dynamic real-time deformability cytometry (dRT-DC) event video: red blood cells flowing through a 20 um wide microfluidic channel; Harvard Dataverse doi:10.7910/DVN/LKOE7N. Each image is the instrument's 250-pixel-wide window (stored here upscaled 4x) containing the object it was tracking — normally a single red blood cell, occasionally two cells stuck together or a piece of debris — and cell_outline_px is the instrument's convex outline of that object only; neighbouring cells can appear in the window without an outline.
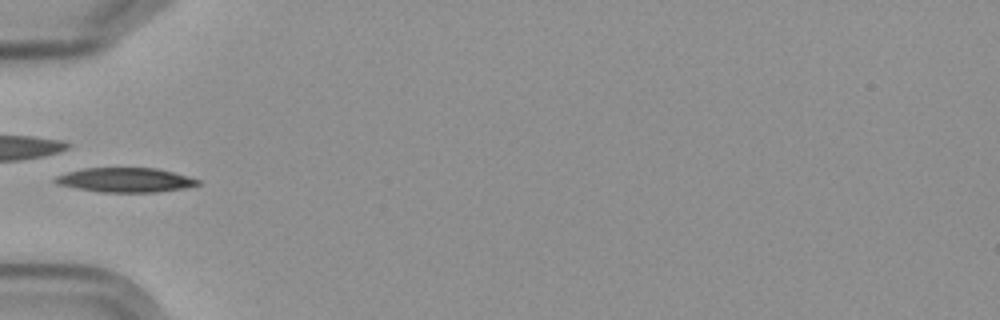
{"species": "Egyptian fruit bat (a non-hibernating species)", "species_latin": "Rousettus aegyptiacus", "temperature_condition": "cold", "stored_images_in_passage": 6, "camera_frame_rate_fps": 3000, "um_per_image_px": 0.085, "frame": {"image": 1, "passage_image": 6, "time_ms": 6.667, "image_size_px": [1000, 320], "cell_outline_px": [[200, 184], [184, 188], [156, 192], [100, 192], [76, 188], [56, 184], [52, 180], [56, 176], [68, 172], [84, 168], [156, 168], [188, 176], [200, 180]], "centroid_in_image_um": [10.64, 15.3], "position_along_channel_um": 74.4, "area_um2": 20.23}}